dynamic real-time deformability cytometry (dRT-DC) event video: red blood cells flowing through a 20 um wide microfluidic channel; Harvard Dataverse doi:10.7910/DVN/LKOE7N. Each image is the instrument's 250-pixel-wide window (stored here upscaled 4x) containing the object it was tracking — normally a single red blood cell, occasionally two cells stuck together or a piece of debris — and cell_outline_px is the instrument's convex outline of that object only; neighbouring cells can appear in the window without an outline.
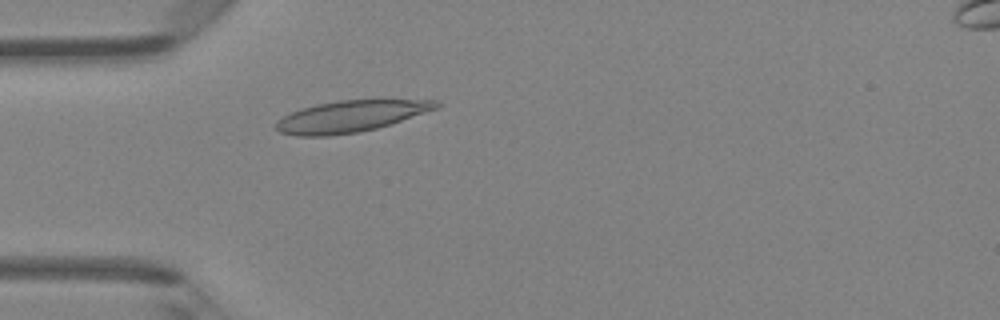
{"species": "Egyptian fruit bat (a non-hibernating species)", "species_latin": "Rousettus aegyptiacus", "temperature_condition": "room temperature", "stored_images_in_passage": 44, "camera_frame_rate_fps": 3000, "um_per_image_px": 0.085, "animal": {"sex": "female"}, "frame": {"image": 1, "passage_image": 10, "time_ms": 3.0, "image_size_px": [1000, 320], "cell_outline_px": [[440, 108], [376, 128], [360, 132], [328, 136], [296, 136], [280, 132], [276, 128], [276, 124], [284, 116], [300, 108], [316, 104], [340, 100], [384, 96], [440, 100]], "centroid_in_image_um": [29.97, 9.81], "position_along_channel_um": 55.0, "area_um2": 30.63}}
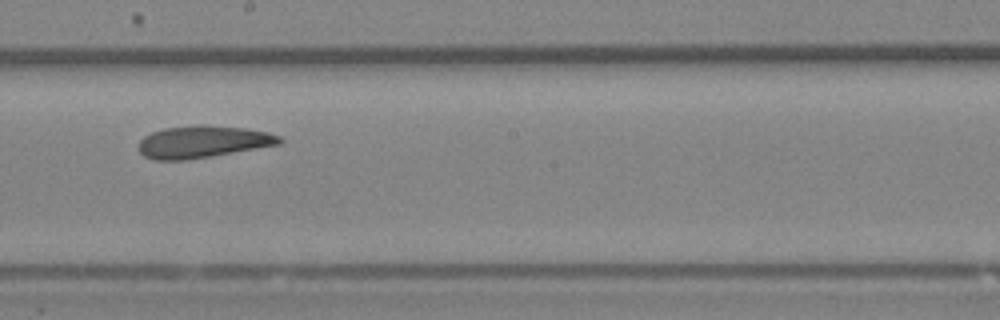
{"frame": {"image": 2, "passage_image": 23, "time_ms": 7.333, "image_size_px": [1000, 320], "cell_outline_px": [[284, 140], [280, 144], [212, 156], [188, 160], [152, 160], [144, 156], [140, 152], [140, 140], [144, 136], [152, 132], [164, 128], [204, 124], [248, 128], [268, 132], [280, 136]], "centroid_in_image_um": [17.26, 12.05], "position_along_channel_um": 230.9, "area_um2": 26.53}}
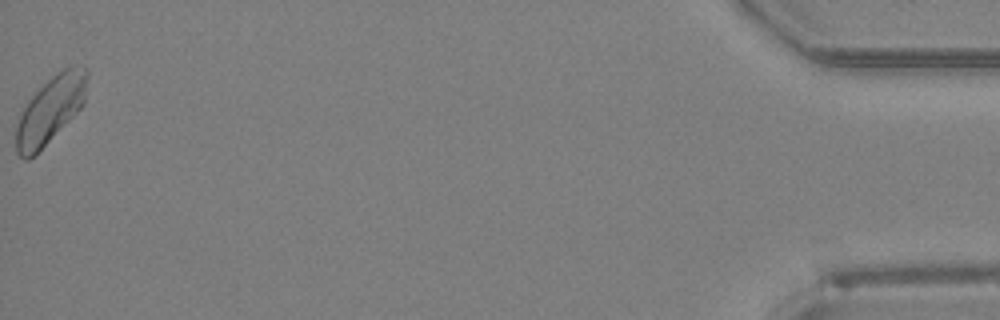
{"frame": {"image": 3, "passage_image": 44, "time_ms": 14.333, "image_size_px": [1000, 320], "cell_outline_px": [[88, 76], [84, 104], [36, 156], [28, 160], [24, 160], [16, 152], [16, 128], [20, 112], [28, 100], [56, 72], [64, 68], [76, 64], [88, 68]], "centroid_in_image_um": [4.29, 9.34], "position_along_channel_um": 430.9, "area_um2": 27.98}, "authors_computed_cell_mechanics": {"area_um2": 26.7903, "velocity_mm_per_s": 4.2332, "shape_relaxation_time_tau1_ms": 10.3561, "shape_relaxation_time_tau2_ms": 2.737, "deformation_change_tau1": 0.1788, "deformation_change_tau2": 0.0805}}